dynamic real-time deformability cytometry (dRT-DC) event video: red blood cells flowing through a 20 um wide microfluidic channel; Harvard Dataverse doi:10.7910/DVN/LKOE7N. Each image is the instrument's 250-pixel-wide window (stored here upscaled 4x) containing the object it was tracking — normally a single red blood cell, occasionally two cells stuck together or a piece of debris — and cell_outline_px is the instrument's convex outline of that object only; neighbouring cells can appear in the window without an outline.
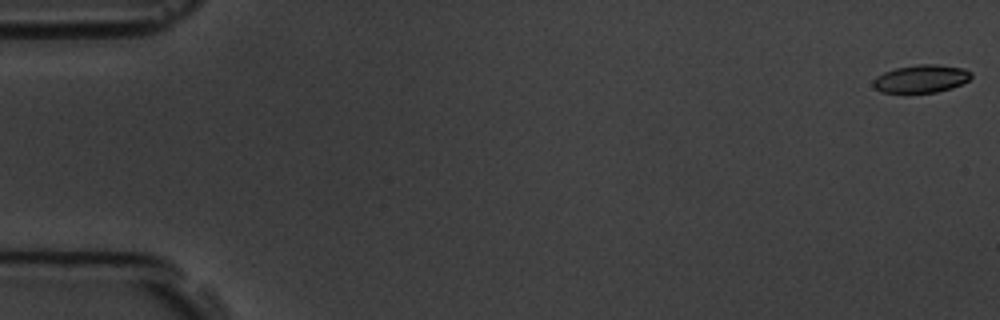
{"species": "common noctule bat (a hibernating species)", "species_latin": "Nyctalus noctula", "temperature_condition": "room temperature", "stored_images_in_passage": 8, "camera_frame_rate_fps": 3000, "um_per_image_px": 0.085, "animal": {"sex": "male", "body_mass_g": 19.5, "forearm_length_mm": 54.6}, "frame": {"image": 1, "passage_image": 1, "time_ms": 0.0, "image_size_px": [1000, 320], "cell_outline_px": [[972, 76], [968, 80], [952, 88], [936, 92], [880, 92], [872, 84], [872, 80], [876, 76], [884, 72], [896, 68], [916, 64], [936, 64], [964, 68], [972, 72]], "centroid_in_image_um": [78.3, 6.68], "position_along_channel_um": 6.7, "area_um2": 15.9}}
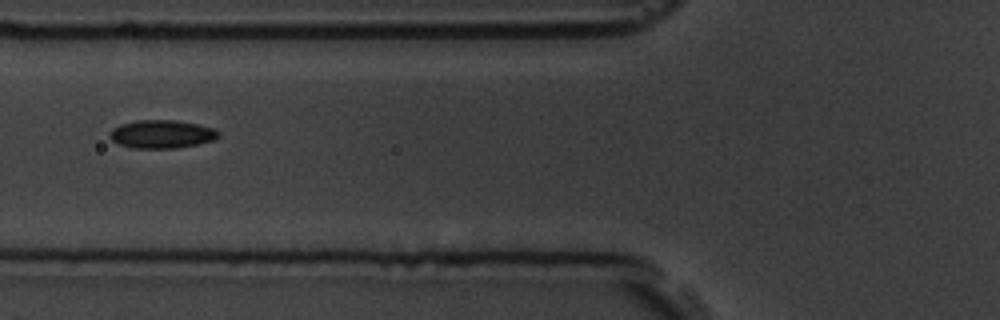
{"frame": {"image": 2, "passage_image": 7, "time_ms": 7.0, "image_size_px": [1000, 320], "cell_outline_px": [[220, 136], [216, 140], [176, 148], [132, 148], [116, 144], [108, 136], [108, 132], [112, 128], [120, 124], [136, 120], [176, 120], [216, 128], [220, 132]], "centroid_in_image_um": [13.73, 11.4], "position_along_channel_um": 112.1, "area_um2": 18.21}}
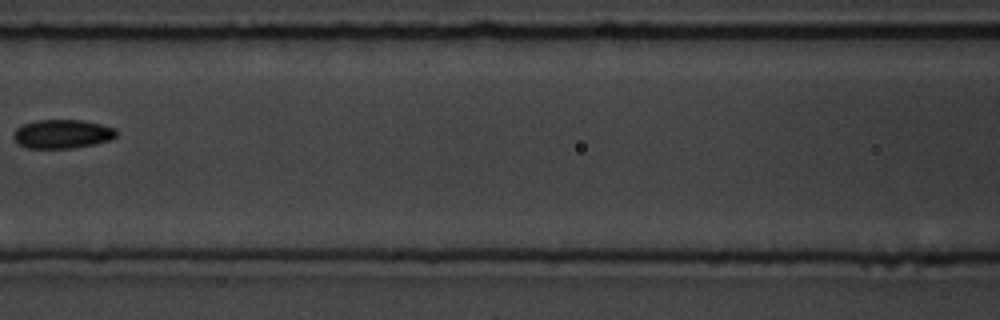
{"frame": {"image": 3, "passage_image": 8, "time_ms": 8.333, "image_size_px": [1000, 320], "cell_outline_px": [[120, 132], [112, 140], [96, 144], [72, 148], [28, 148], [20, 144], [12, 136], [12, 132], [16, 128], [24, 124], [36, 120], [84, 120], [116, 128]], "centroid_in_image_um": [5.34, 11.38], "position_along_channel_um": 161.3, "area_um2": 17.51}}